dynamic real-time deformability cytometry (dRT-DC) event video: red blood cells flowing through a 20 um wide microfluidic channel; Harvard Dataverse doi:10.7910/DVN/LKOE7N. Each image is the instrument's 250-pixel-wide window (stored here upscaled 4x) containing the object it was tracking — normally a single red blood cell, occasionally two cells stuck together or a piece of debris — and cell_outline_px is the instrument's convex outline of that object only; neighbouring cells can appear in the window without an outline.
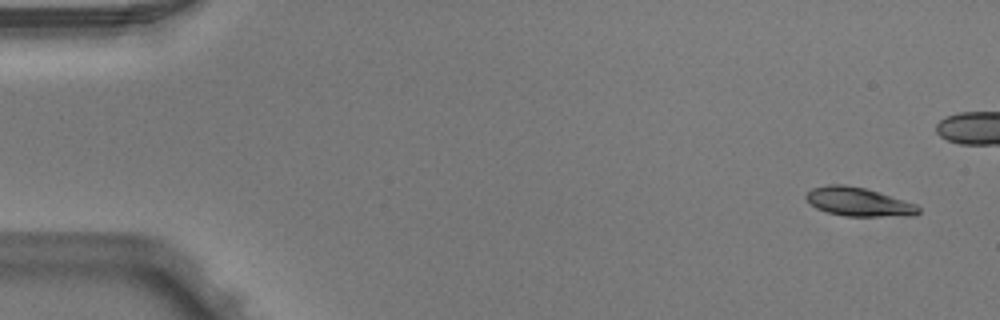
{"species": "Egyptian fruit bat (a non-hibernating species)", "species_latin": "Rousettus aegyptiacus", "temperature_condition": "warm", "stored_images_in_passage": 4, "camera_frame_rate_fps": 3000, "um_per_image_px": 0.085, "animal": {"sex": "male"}, "frame": {"image": 1, "passage_image": 1, "time_ms": 0.0, "image_size_px": [1000, 320], "cell_outline_px": [[920, 212], [916, 216], [844, 216], [828, 212], [816, 208], [804, 196], [812, 188], [828, 184], [844, 184], [864, 188], [916, 204], [920, 208]], "centroid_in_image_um": [72.99, 17.16], "position_along_channel_um": 12.0, "area_um2": 18.67}}